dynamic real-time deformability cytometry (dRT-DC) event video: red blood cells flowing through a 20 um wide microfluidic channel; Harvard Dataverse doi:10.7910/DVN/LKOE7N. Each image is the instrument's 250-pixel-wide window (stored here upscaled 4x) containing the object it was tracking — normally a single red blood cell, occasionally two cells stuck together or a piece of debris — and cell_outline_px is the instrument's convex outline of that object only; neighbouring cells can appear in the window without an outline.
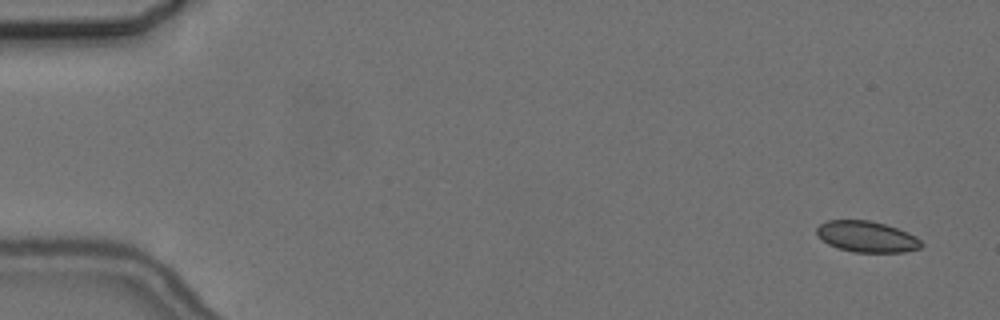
{"species": "common noctule bat (a hibernating species)", "species_latin": "Nyctalus noctula", "temperature_condition": "cold", "stored_images_in_passage": 5, "camera_frame_rate_fps": 3000, "um_per_image_px": 0.085, "animal": {"sex": "female", "body_mass_g": 24.6, "forearm_length_mm": 56.2}, "frame": {"image": 1, "passage_image": 1, "time_ms": 0.0, "image_size_px": [1000, 320], "cell_outline_px": [[924, 244], [920, 248], [904, 252], [852, 252], [828, 244], [816, 232], [816, 228], [820, 224], [828, 220], [868, 220], [884, 224], [908, 232], [916, 236]], "centroid_in_image_um": [73.7, 20.12], "position_along_channel_um": 11.3, "area_um2": 18.79}}
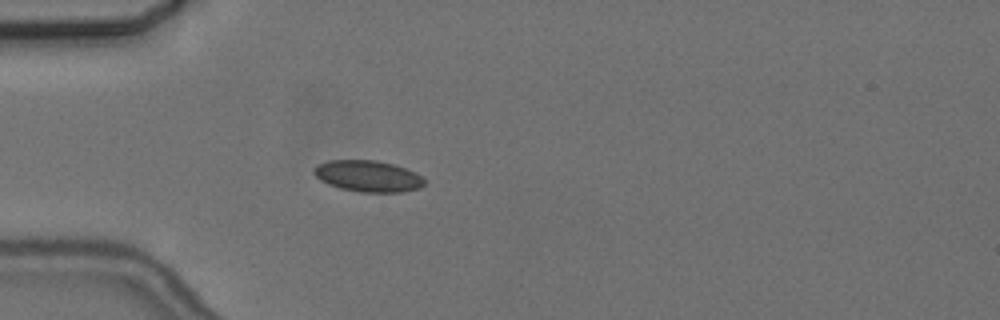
{"frame": {"image": 2, "passage_image": 5, "time_ms": 4.667, "image_size_px": [1000, 320], "cell_outline_px": [[424, 184], [420, 188], [400, 192], [360, 192], [340, 188], [328, 184], [320, 180], [312, 172], [312, 168], [328, 160], [376, 160], [392, 164], [416, 172], [424, 180]], "centroid_in_image_um": [31.25, 14.97], "position_along_channel_um": 53.7, "area_um2": 20.11}}